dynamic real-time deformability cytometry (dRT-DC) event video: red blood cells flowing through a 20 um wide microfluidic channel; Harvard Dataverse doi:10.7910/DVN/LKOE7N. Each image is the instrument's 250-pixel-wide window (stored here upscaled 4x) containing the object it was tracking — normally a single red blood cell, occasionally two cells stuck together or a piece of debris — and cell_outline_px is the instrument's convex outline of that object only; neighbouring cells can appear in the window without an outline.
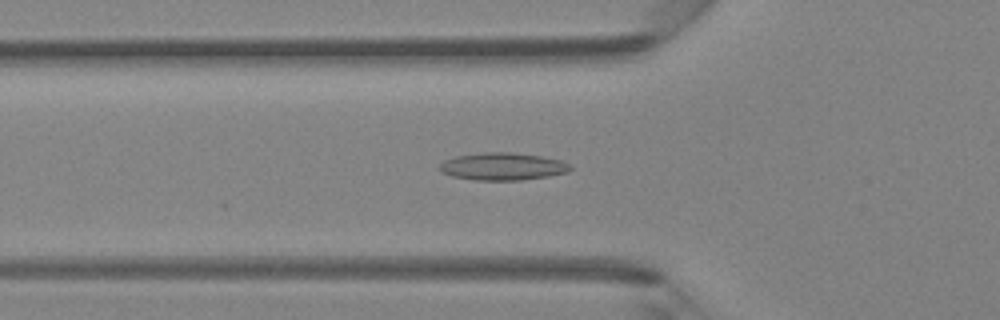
{"species": "Egyptian fruit bat (a non-hibernating species)", "species_latin": "Rousettus aegyptiacus", "temperature_condition": "room temperature", "stored_images_in_passage": 46, "camera_frame_rate_fps": 3000, "um_per_image_px": 0.085, "animal": {"sex": "female"}, "frame": {"image": 1, "passage_image": 16, "time_ms": 5.0, "image_size_px": [1000, 320], "cell_outline_px": [[572, 168], [568, 172], [548, 176], [520, 180], [476, 180], [452, 176], [440, 172], [440, 164], [444, 160], [456, 156], [484, 152], [512, 152], [540, 156], [560, 160], [572, 164]], "centroid_in_image_um": [42.74, 14.14], "position_along_channel_um": 83.1, "area_um2": 20.92}}
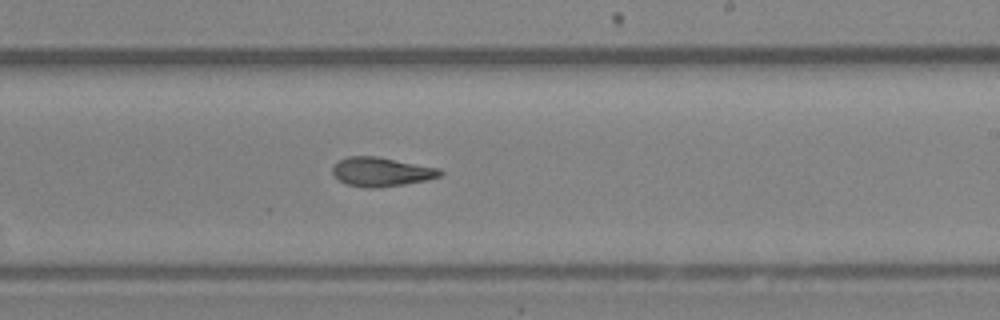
{"frame": {"image": 2, "passage_image": 28, "time_ms": 9.0, "image_size_px": [1000, 320], "cell_outline_px": [[444, 172], [440, 176], [428, 180], [380, 188], [368, 188], [348, 184], [340, 180], [332, 172], [332, 168], [340, 160], [348, 156], [376, 156], [440, 168]], "centroid_in_image_um": [32.46, 14.61], "position_along_channel_um": 256.5, "area_um2": 18.15}}
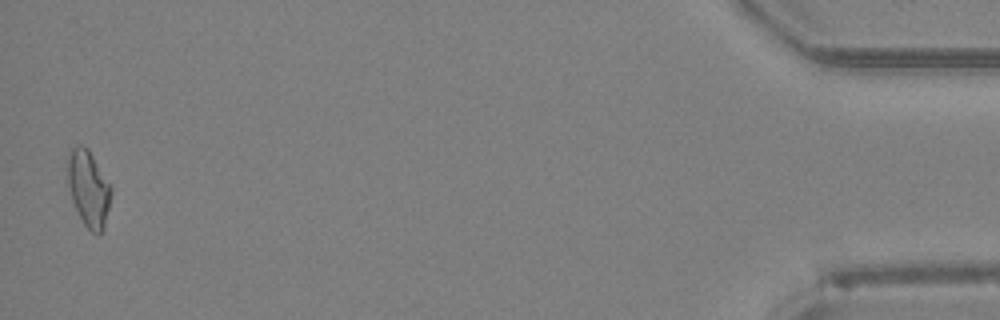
{"frame": {"image": 3, "passage_image": 46, "time_ms": 15.0, "image_size_px": [1000, 320], "cell_outline_px": [[112, 192], [104, 228], [100, 232], [92, 232], [84, 224], [72, 200], [64, 168], [68, 152], [72, 148], [80, 144], [88, 148], [112, 184]], "centroid_in_image_um": [7.51, 15.93], "position_along_channel_um": 427.7, "area_um2": 19.77}, "authors_computed_cell_mechanics": {"area_um2": 18.5538, "velocity_mm_per_s": 4.3506, "shape_relaxation_time_tau1_ms": null, "shape_relaxation_time_tau2_ms": 2.193, "deformation_change_tau1": null, "deformation_change_tau2": 0.0981}}